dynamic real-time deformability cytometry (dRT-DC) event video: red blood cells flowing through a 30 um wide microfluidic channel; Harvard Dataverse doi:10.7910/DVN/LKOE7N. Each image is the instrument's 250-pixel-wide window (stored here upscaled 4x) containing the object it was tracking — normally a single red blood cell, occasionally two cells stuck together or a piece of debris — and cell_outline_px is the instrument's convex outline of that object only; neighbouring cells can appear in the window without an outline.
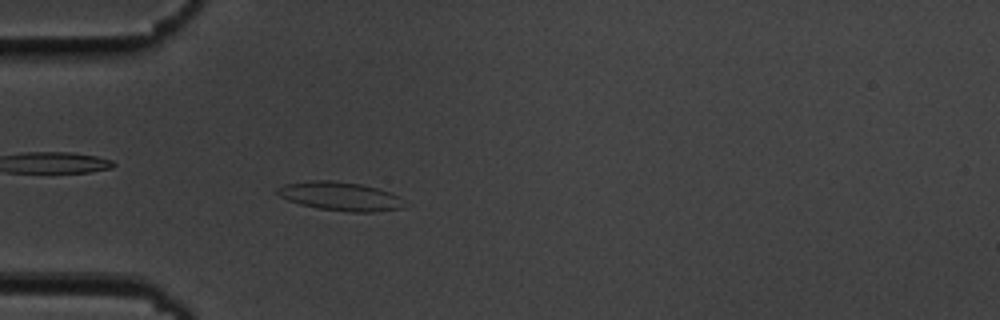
{"species": "common noctule bat (a hibernating species)", "species_latin": "Nyctalus noctula", "temperature_condition": "cold", "stored_images_in_passage": 45, "camera_frame_rate_fps": 3000, "um_per_image_px": 0.085, "animal": {"sex": "male", "body_mass_g": 19.5, "forearm_length_mm": 54.6}, "frame": {"image": 1, "passage_image": 7, "time_ms": 2.0, "image_size_px": [1000, 320], "cell_outline_px": [[412, 204], [400, 208], [372, 212], [348, 212], [320, 208], [300, 204], [288, 200], [280, 196], [276, 192], [276, 188], [284, 184], [312, 180], [332, 180], [360, 184], [376, 188], [400, 196]], "centroid_in_image_um": [28.97, 16.68], "position_along_channel_um": 56.0, "area_um2": 21.39}}
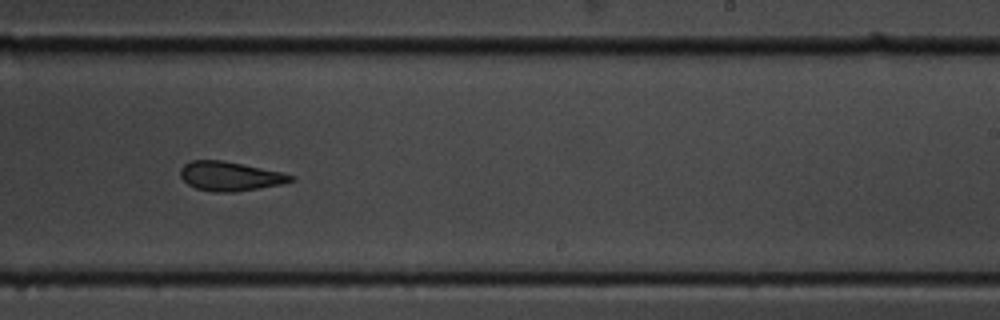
{"frame": {"image": 2, "passage_image": 25, "time_ms": 8.0, "image_size_px": [1000, 320], "cell_outline_px": [[296, 180], [280, 184], [236, 192], [212, 192], [196, 188], [188, 184], [180, 176], [180, 168], [184, 164], [192, 160], [220, 160], [280, 172], [296, 176]], "centroid_in_image_um": [19.53, 14.98], "position_along_channel_um": 269.5, "area_um2": 18.61}}
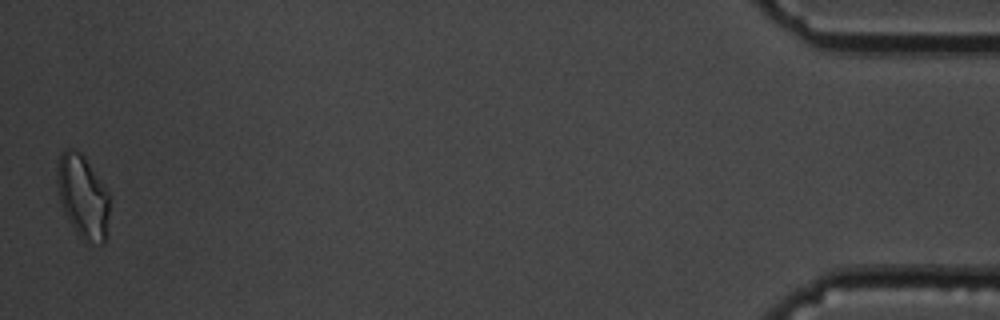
{"frame": {"image": 3, "passage_image": 45, "time_ms": 14.667, "image_size_px": [1000, 320], "cell_outline_px": [[108, 212], [104, 244], [84, 244], [76, 232], [64, 212], [60, 200], [56, 180], [56, 168], [60, 152], [64, 148], [76, 148], [84, 156], [108, 192]], "centroid_in_image_um": [7.0, 16.69], "position_along_channel_um": 428.2, "area_um2": 25.55}, "authors_computed_cell_mechanics": {"area_um2": 19.7676, "velocity_mm_per_s": 3.6707, "shape_relaxation_time_tau1_ms": 8.1208, "shape_relaxation_time_tau2_ms": 2.6909, "deformation_change_tau1": 0.1933, "deformation_change_tau2": 0.1042}}